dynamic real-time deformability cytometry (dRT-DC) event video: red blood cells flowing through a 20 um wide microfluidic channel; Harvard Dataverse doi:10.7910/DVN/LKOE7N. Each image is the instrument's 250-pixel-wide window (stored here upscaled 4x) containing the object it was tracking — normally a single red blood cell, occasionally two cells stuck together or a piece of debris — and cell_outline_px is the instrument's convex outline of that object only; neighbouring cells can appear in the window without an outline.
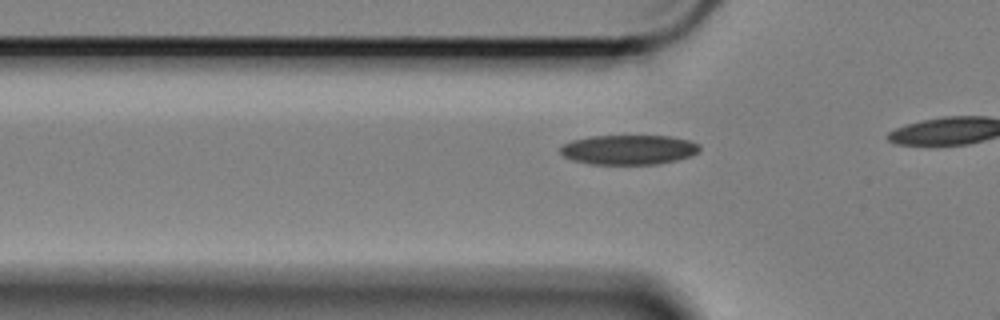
{"species": "Egyptian fruit bat (a non-hibernating species)", "species_latin": "Rousettus aegyptiacus", "temperature_condition": "cold", "stored_images_in_passage": 12, "camera_frame_rate_fps": 3000, "um_per_image_px": 0.085, "animal": {"sex": "female"}, "frame": {"image": 1, "passage_image": 10, "time_ms": 3.0, "image_size_px": [1000, 320], "cell_outline_px": [[700, 148], [692, 156], [676, 160], [656, 164], [592, 164], [572, 160], [564, 156], [560, 152], [560, 148], [564, 144], [572, 140], [588, 136], [672, 136], [688, 140], [700, 144]], "centroid_in_image_um": [53.44, 12.72], "position_along_channel_um": 72.4, "area_um2": 24.1}}